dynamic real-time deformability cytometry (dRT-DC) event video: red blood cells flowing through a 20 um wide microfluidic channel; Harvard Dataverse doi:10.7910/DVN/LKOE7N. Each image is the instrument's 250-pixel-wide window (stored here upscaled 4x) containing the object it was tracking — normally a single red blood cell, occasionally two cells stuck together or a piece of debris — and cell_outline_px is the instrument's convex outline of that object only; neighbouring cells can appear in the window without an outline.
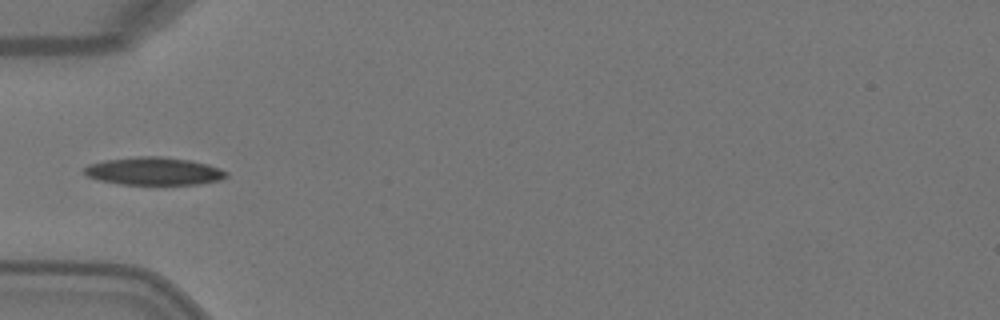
{"species": "Egyptian fruit bat (a non-hibernating species)", "species_latin": "Rousettus aegyptiacus", "temperature_condition": "warm", "stored_images_in_passage": 3, "camera_frame_rate_fps": 3000, "um_per_image_px": 0.085, "animal": {"sex": "female"}, "frame": {"image": 1, "passage_image": 3, "time_ms": 0.667, "image_size_px": [1000, 320], "cell_outline_px": [[228, 176], [220, 180], [196, 184], [120, 184], [96, 180], [88, 176], [84, 172], [84, 168], [88, 164], [104, 160], [136, 156], [160, 156], [188, 160], [208, 164], [220, 168], [228, 172]], "centroid_in_image_um": [13.06, 14.54], "position_along_channel_um": 71.9, "area_um2": 23.06}}